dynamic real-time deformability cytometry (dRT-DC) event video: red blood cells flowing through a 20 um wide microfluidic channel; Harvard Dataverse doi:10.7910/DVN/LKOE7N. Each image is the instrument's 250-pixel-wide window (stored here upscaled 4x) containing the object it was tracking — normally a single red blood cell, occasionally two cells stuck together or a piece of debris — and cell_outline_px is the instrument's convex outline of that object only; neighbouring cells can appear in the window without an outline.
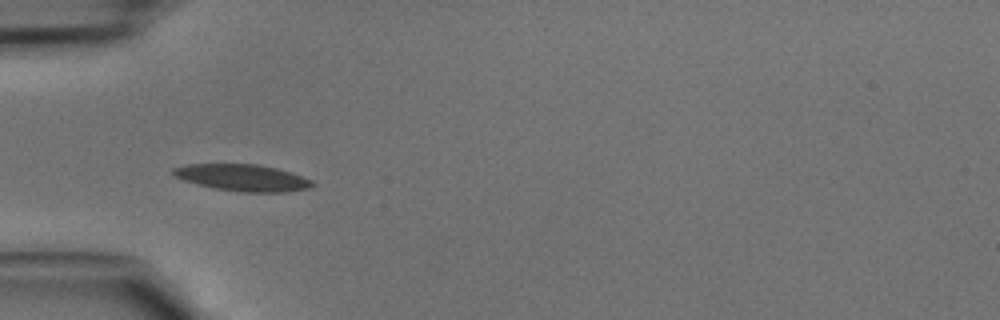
{"species": "common noctule bat (a hibernating species)", "species_latin": "Nyctalus noctula", "temperature_condition": "cold", "stored_images_in_passage": 32, "camera_frame_rate_fps": 3000, "um_per_image_px": 0.085, "animal": {"sex": "male", "body_mass_g": 15.6}, "frame": {"image": 1, "passage_image": 1, "time_ms": 0.0, "image_size_px": [1000, 320], "cell_outline_px": [[316, 184], [308, 188], [288, 192], [244, 192], [216, 188], [184, 180], [172, 176], [172, 168], [184, 164], [260, 164], [292, 172], [312, 180]], "centroid_in_image_um": [20.63, 15.09], "position_along_channel_um": 64.4, "area_um2": 21.68}}
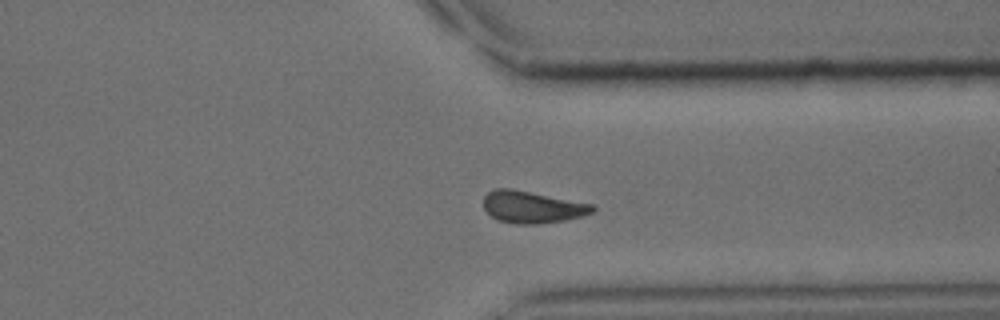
{"frame": {"image": 2, "passage_image": 22, "time_ms": 7.0, "image_size_px": [1000, 320], "cell_outline_px": [[596, 208], [592, 212], [584, 216], [564, 220], [536, 224], [516, 224], [496, 220], [484, 208], [484, 196], [492, 188], [512, 188], [596, 204]], "centroid_in_image_um": [45.26, 17.58], "position_along_channel_um": 366.1, "area_um2": 20.63}}
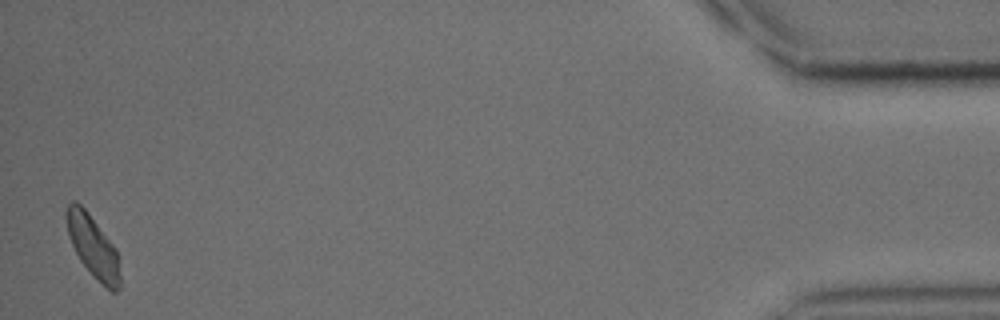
{"frame": {"image": 3, "passage_image": 32, "time_ms": 10.333, "image_size_px": [1000, 320], "cell_outline_px": [[120, 288], [116, 292], [112, 292], [80, 260], [68, 236], [64, 216], [64, 212], [68, 204], [72, 200], [76, 200], [88, 212], [116, 248], [120, 276]], "centroid_in_image_um": [7.87, 20.87], "position_along_channel_um": 427.3, "area_um2": 19.07}}